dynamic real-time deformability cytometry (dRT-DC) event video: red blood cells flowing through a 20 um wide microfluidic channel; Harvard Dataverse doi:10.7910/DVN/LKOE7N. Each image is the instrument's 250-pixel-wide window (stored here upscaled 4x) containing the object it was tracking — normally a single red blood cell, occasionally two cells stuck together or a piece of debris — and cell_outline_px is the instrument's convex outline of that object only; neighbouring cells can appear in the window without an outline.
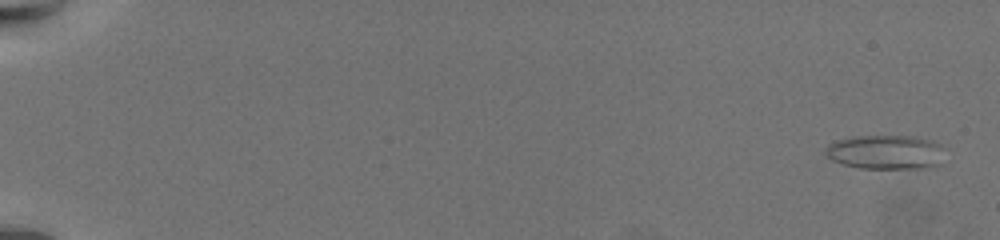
{"species": "common noctule bat (a hibernating species)", "species_latin": "Nyctalus noctula", "temperature_condition": "warm", "stored_images_in_passage": 65, "camera_frame_rate_fps": 3000, "um_per_image_px": 0.085, "animal": {"sex": "female", "body_mass_g": 19.5, "forearm_length_mm": 54.1}, "frame": {"image": 1, "passage_image": 3, "time_ms": 0.667, "image_size_px": [1000, 240], "cell_outline_px": [[944, 148], [940, 164], [920, 168], [860, 168], [844, 164], [832, 160], [824, 152], [828, 144], [840, 140], [856, 136], [912, 136], [932, 140], [940, 144]], "centroid_in_image_um": [75.3, 12.92], "position_along_channel_um": 9.7, "area_um2": 23.64}}
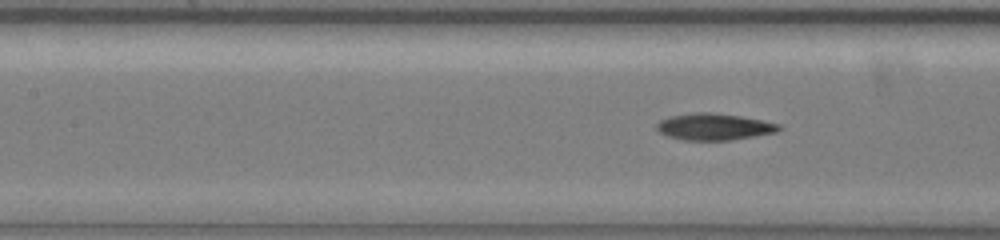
{"frame": {"image": 2, "passage_image": 33, "time_ms": 10.667, "image_size_px": [1000, 240], "cell_outline_px": [[780, 128], [776, 132], [732, 140], [684, 140], [668, 136], [660, 132], [656, 128], [656, 124], [660, 120], [672, 116], [692, 112], [712, 112], [740, 116], [780, 124]], "centroid_in_image_um": [60.67, 10.77], "position_along_channel_um": 146.7, "area_um2": 18.84}}
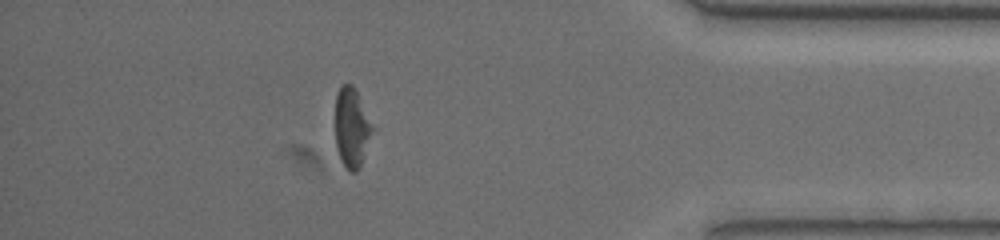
{"frame": {"image": 3, "passage_image": 58, "time_ms": 19.0, "image_size_px": [1000, 240], "cell_outline_px": [[376, 128], [360, 168], [356, 172], [352, 172], [340, 160], [336, 148], [336, 96], [340, 88], [344, 84], [352, 84]], "centroid_in_image_um": [29.95, 10.89], "position_along_channel_um": 405.3, "area_um2": 17.46}, "authors_computed_cell_mechanics": {"area_um2": 18.9584, "velocity_mm_per_s": 3.4462, "shape_relaxation_time_tau1_ms": 5.4682, "shape_relaxation_time_tau2_ms": 3.1308, "deformation_change_tau1": 0.1766, "deformation_change_tau2": 0.1273}}